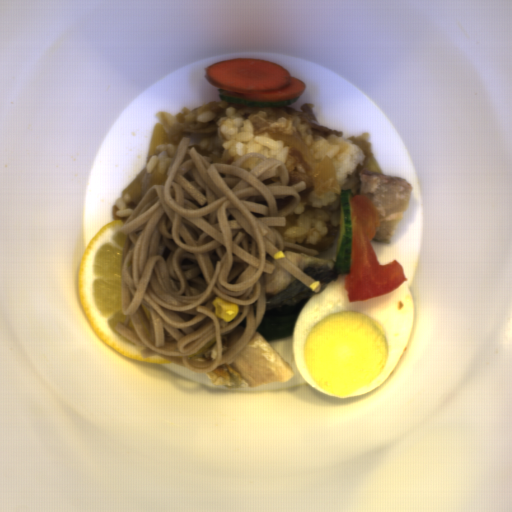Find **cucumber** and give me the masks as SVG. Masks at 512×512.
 Masks as SVG:
<instances>
[{"label":"cucumber","mask_w":512,"mask_h":512,"mask_svg":"<svg viewBox=\"0 0 512 512\" xmlns=\"http://www.w3.org/2000/svg\"><path fill=\"white\" fill-rule=\"evenodd\" d=\"M355 193L352 190H341L339 201L341 204L339 219L340 227L335 249L336 261L332 270L336 274L351 273V257L353 245L351 197Z\"/></svg>","instance_id":"1"},{"label":"cucumber","mask_w":512,"mask_h":512,"mask_svg":"<svg viewBox=\"0 0 512 512\" xmlns=\"http://www.w3.org/2000/svg\"><path fill=\"white\" fill-rule=\"evenodd\" d=\"M219 96L220 99L227 103L240 104L246 106L248 108H262V107H279L283 108L285 106H289L294 104L296 101L300 99V95L298 97L288 99L285 101H250L244 98L242 95L233 94L228 91L219 88Z\"/></svg>","instance_id":"2"}]
</instances>
